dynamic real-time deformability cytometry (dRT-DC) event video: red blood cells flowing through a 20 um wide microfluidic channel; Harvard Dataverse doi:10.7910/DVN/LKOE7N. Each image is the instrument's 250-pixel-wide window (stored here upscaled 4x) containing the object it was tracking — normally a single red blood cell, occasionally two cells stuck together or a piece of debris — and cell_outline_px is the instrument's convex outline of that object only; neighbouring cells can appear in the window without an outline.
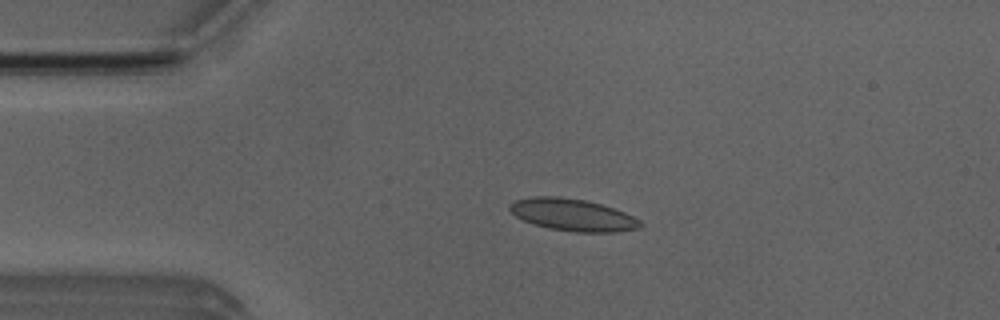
{"species": "Egyptian fruit bat (a non-hibernating species)", "species_latin": "Rousettus aegyptiacus", "temperature_condition": "room temperature", "stored_images_in_passage": 51, "camera_frame_rate_fps": 3000, "um_per_image_px": 0.085, "animal": {"sex": "male"}, "frame": {"image": 1, "passage_image": 10, "time_ms": 3.0, "image_size_px": [1000, 320], "cell_outline_px": [[644, 224], [640, 228], [616, 232], [576, 232], [548, 228], [532, 224], [516, 216], [508, 208], [508, 204], [516, 200], [532, 196], [556, 196], [584, 200], [600, 204], [624, 212], [640, 220]], "centroid_in_image_um": [48.67, 18.27], "position_along_channel_um": 36.3, "area_um2": 24.39}}
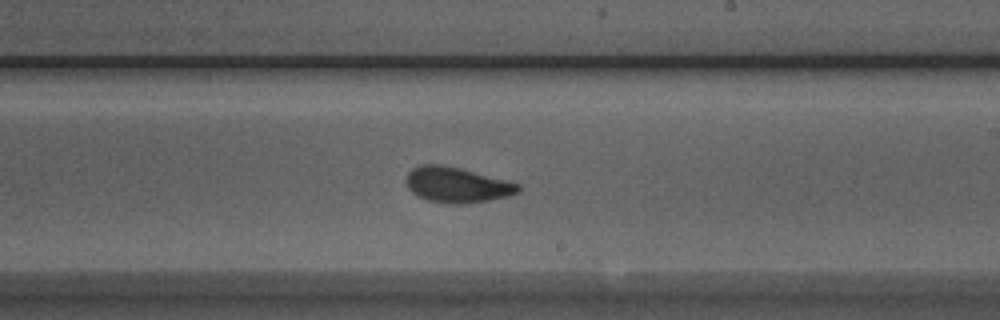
{"frame": {"image": 2, "passage_image": 29, "time_ms": 9.333, "image_size_px": [1000, 320], "cell_outline_px": [[520, 192], [508, 196], [488, 200], [460, 204], [448, 204], [428, 200], [416, 196], [408, 188], [404, 180], [408, 172], [412, 168], [424, 164], [436, 164], [460, 168], [520, 184]], "centroid_in_image_um": [38.8, 15.72], "position_along_channel_um": 250.2, "area_um2": 23.06}}
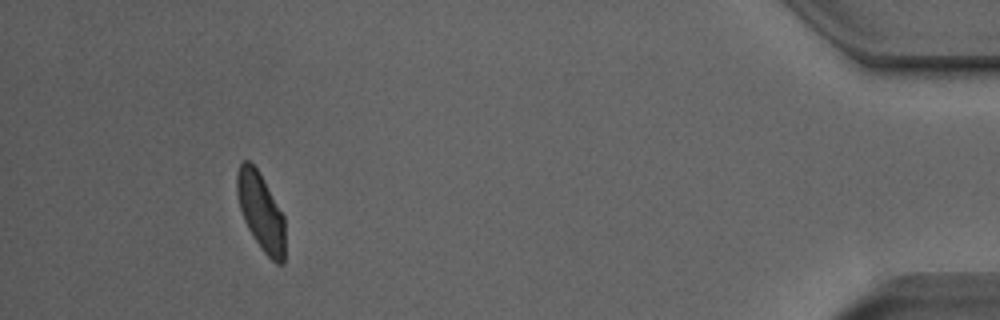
{"frame": {"image": 3, "passage_image": 47, "time_ms": 15.333, "image_size_px": [1000, 320], "cell_outline_px": [[284, 264], [276, 264], [264, 252], [248, 228], [244, 220], [240, 208], [236, 192], [236, 176], [240, 164], [244, 160], [248, 160], [256, 168], [284, 216]], "centroid_in_image_um": [22.16, 18.0], "position_along_channel_um": 413.0, "area_um2": 21.27}, "authors_computed_cell_mechanics": {"area_um2": 22.8888, "velocity_mm_per_s": 3.8745, "shape_relaxation_time_tau1_ms": 5.5046, "shape_relaxation_time_tau2_ms": 1.1183, "deformation_change_tau1": 0.1548, "deformation_change_tau2": 0.0583}}